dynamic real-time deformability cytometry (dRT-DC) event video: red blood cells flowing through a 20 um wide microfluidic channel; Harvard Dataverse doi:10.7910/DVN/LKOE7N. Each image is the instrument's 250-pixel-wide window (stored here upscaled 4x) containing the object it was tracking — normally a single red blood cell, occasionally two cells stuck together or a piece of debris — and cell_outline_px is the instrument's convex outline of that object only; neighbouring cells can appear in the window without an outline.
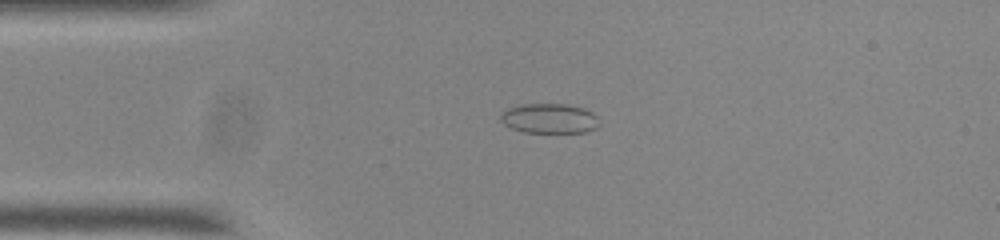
{"species": "common noctule bat (a hibernating species)", "species_latin": "Nyctalus noctula", "temperature_condition": "room temperature", "stored_images_in_passage": 41, "camera_frame_rate_fps": 3000, "um_per_image_px": 0.085, "animal": {"sex": "male", "body_mass_g": 20.0, "forearm_length_mm": 53.3}, "frame": {"image": 1, "passage_image": 5, "time_ms": 1.333, "image_size_px": [1000, 240], "cell_outline_px": [[600, 124], [596, 128], [584, 132], [524, 132], [512, 128], [504, 124], [500, 120], [500, 112], [508, 108], [520, 104], [568, 104], [592, 112], [596, 116]], "centroid_in_image_um": [46.67, 10.06], "position_along_channel_um": 38.3, "area_um2": 17.11}}
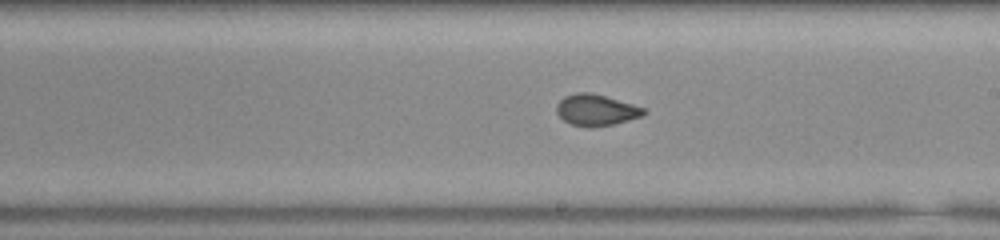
{"frame": {"image": 2, "passage_image": 23, "time_ms": 7.333, "image_size_px": [1000, 240], "cell_outline_px": [[648, 112], [640, 116], [628, 120], [612, 124], [592, 128], [588, 128], [572, 124], [564, 120], [556, 112], [556, 104], [564, 96], [576, 92], [592, 92], [632, 104], [644, 108]], "centroid_in_image_um": [50.64, 9.34], "position_along_channel_um": 238.4, "area_um2": 15.9}}
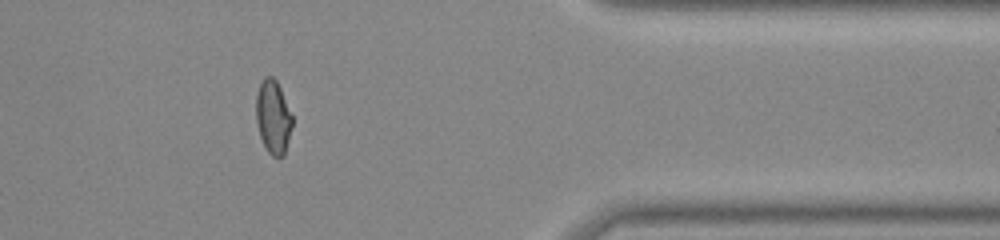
{"frame": {"image": 3, "passage_image": 37, "time_ms": 12.0, "image_size_px": [1000, 240], "cell_outline_px": [[292, 128], [284, 156], [272, 156], [268, 152], [260, 136], [256, 120], [256, 96], [260, 84], [264, 76], [272, 76], [276, 80], [280, 88], [292, 116]], "centroid_in_image_um": [23.21, 9.94], "position_along_channel_um": 388.2, "area_um2": 15.37}, "authors_computed_cell_mechanics": {"area_um2": 16.0684, "velocity_mm_per_s": 3.7429, "shape_relaxation_time_tau1_ms": 9.5885, "shape_relaxation_time_tau2_ms": 1.0508, "deformation_change_tau1": 0.1763, "deformation_change_tau2": 0.0505}}